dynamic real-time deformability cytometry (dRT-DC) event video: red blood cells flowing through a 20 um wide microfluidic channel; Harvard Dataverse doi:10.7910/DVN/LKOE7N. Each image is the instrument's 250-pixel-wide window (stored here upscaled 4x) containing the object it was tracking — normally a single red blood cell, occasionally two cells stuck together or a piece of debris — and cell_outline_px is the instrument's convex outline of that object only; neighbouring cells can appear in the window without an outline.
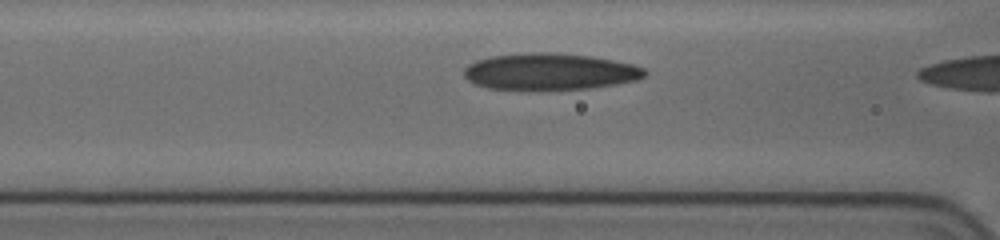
{"species": "human", "species_latin": "Homo sapiens", "temperature_condition": "cold", "stored_images_in_passage": 10, "camera_frame_rate_fps": 3000, "um_per_image_px": 0.085, "donor": {"sex": "female"}, "frame": {"image": 1, "passage_image": 9, "time_ms": 2.667, "image_size_px": [1000, 240], "cell_outline_px": [[648, 72], [644, 76], [636, 80], [616, 84], [588, 88], [488, 88], [476, 84], [468, 80], [464, 76], [464, 68], [468, 64], [476, 60], [492, 56], [532, 52], [552, 52], [592, 56], [632, 64], [644, 68]], "centroid_in_image_um": [46.74, 6.06], "position_along_channel_um": 119.9, "area_um2": 37.92}}